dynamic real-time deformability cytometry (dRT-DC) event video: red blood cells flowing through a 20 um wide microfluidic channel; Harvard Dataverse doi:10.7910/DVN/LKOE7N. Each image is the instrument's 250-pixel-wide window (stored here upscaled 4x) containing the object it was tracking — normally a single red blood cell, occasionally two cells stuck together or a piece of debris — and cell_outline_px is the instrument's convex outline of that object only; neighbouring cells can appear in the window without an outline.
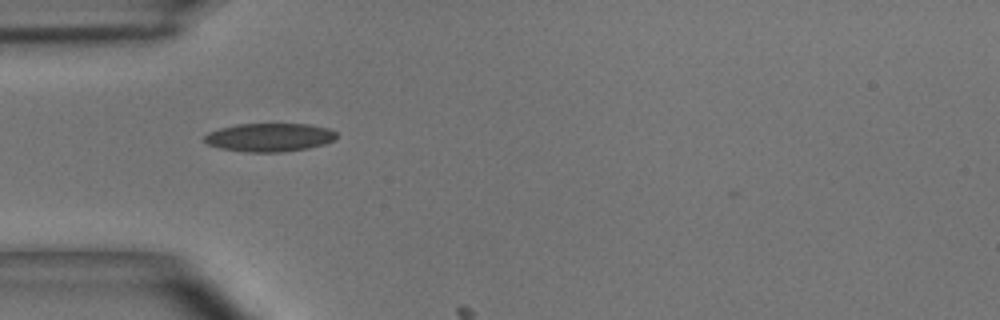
{"species": "common noctule bat (a hibernating species)", "species_latin": "Nyctalus noctula", "temperature_condition": "room temperature", "stored_images_in_passage": 2, "camera_frame_rate_fps": 3000, "um_per_image_px": 0.085, "animal": {"sex": "male", "body_mass_g": 15.6}, "frame": {"image": 1, "passage_image": 1, "time_ms": 0.0, "image_size_px": [1000, 320], "cell_outline_px": [[336, 136], [332, 140], [324, 144], [308, 148], [280, 152], [244, 152], [220, 148], [208, 144], [204, 140], [204, 136], [208, 132], [220, 128], [236, 124], [308, 124], [328, 128], [336, 132]], "centroid_in_image_um": [22.87, 11.67], "position_along_channel_um": 62.1, "area_um2": 21.79}}